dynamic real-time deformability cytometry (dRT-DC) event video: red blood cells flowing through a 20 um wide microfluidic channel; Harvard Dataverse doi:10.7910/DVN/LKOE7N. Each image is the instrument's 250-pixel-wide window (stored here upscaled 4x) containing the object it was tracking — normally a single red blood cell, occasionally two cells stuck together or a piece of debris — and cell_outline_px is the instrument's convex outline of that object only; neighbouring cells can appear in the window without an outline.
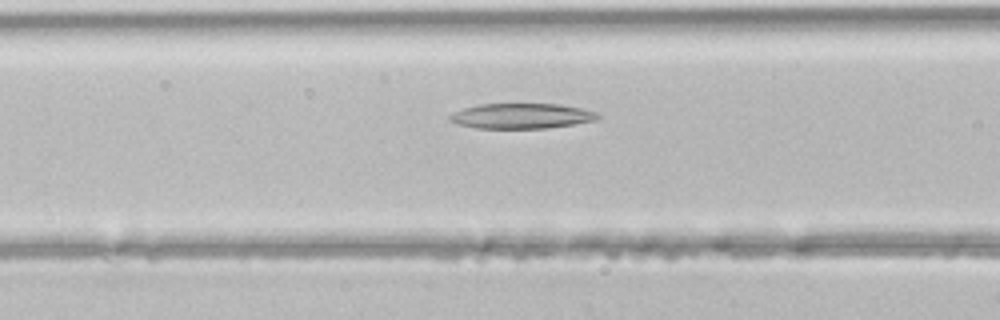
{"species": "common noctule bat (a hibernating species)", "species_latin": "Nyctalus noctula", "temperature_condition": "room temperature", "stored_images_in_passage": 14, "camera_frame_rate_fps": 3000, "um_per_image_px": 0.085, "animal": {"sex": "male", "body_mass_g": 21.5, "forearm_length_mm": 52.0}, "frame": {"image": 1, "passage_image": 10, "time_ms": 3.0, "image_size_px": [1000, 320], "cell_outline_px": [[600, 116], [596, 120], [548, 128], [476, 128], [456, 124], [448, 120], [448, 116], [452, 112], [476, 104], [560, 104], [580, 108], [596, 112]], "centroid_in_image_um": [44.26, 9.85], "position_along_channel_um": 122.3, "area_um2": 21.79}}